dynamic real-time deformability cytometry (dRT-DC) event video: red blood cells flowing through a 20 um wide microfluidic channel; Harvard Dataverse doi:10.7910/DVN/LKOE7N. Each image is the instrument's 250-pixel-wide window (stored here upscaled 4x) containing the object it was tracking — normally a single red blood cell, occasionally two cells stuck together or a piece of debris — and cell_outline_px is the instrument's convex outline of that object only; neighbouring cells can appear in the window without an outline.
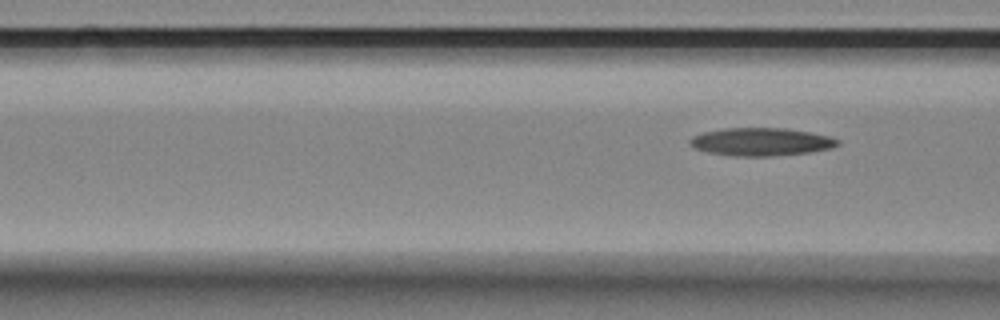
{"species": "Egyptian fruit bat (a non-hibernating species)", "species_latin": "Rousettus aegyptiacus", "temperature_condition": "room temperature", "stored_images_in_passage": 8, "segment_of_instrument_passage": [2, 2], "camera_frame_rate_fps": 3000, "um_per_image_px": 0.085, "animal": {"sex": "female"}, "frame": {"image": 1, "passage_image": 8, "time_ms": 2.333, "image_size_px": [1000, 320], "cell_outline_px": [[840, 144], [832, 148], [808, 152], [772, 156], [732, 156], [708, 152], [696, 148], [688, 144], [688, 140], [692, 136], [704, 132], [724, 128], [784, 128], [808, 132], [828, 136], [840, 140]], "centroid_in_image_um": [64.67, 12.05], "position_along_channel_um": 101.9, "area_um2": 23.99}}